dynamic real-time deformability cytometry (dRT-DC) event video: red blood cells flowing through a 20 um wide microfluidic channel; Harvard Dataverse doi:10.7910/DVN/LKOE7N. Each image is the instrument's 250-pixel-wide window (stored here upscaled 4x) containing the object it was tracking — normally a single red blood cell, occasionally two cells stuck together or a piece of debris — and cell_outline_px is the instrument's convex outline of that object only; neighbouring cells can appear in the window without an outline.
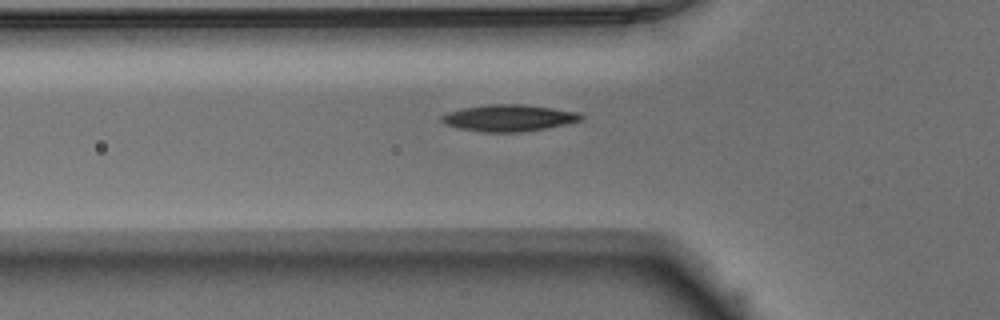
{"species": "Egyptian fruit bat (a non-hibernating species)", "species_latin": "Rousettus aegyptiacus", "temperature_condition": "warm", "stored_images_in_passage": 33, "camera_frame_rate_fps": 3000, "um_per_image_px": 0.085, "animal": {"sex": "male"}, "frame": {"image": 1, "passage_image": 4, "time_ms": 1.0, "image_size_px": [1000, 320], "cell_outline_px": [[584, 116], [580, 120], [564, 124], [544, 128], [520, 132], [480, 132], [460, 128], [444, 124], [440, 120], [440, 116], [448, 112], [464, 108], [488, 104], [524, 104], [552, 108], [576, 112]], "centroid_in_image_um": [43.19, 10.02], "position_along_channel_um": 82.6, "area_um2": 21.44}}
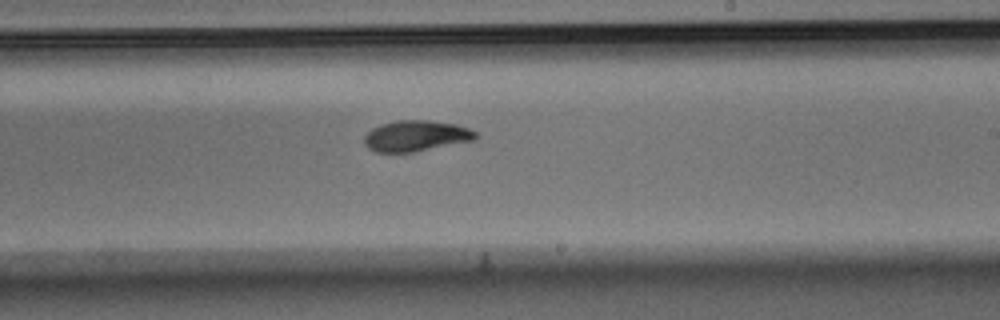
{"frame": {"image": 2, "passage_image": 17, "time_ms": 5.333, "image_size_px": [1000, 320], "cell_outline_px": [[476, 136], [472, 140], [416, 152], [376, 152], [368, 148], [364, 144], [364, 136], [372, 128], [380, 124], [396, 120], [428, 120], [456, 124], [468, 128], [476, 132]], "centroid_in_image_um": [35.31, 11.55], "position_along_channel_um": 253.7, "area_um2": 20.0}}
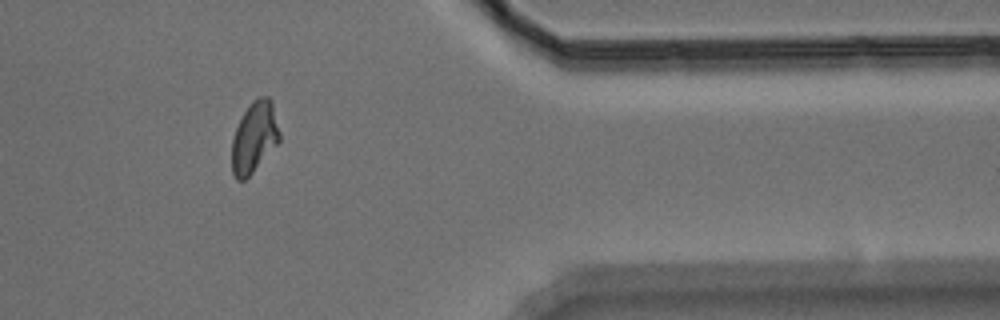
{"frame": {"image": 3, "passage_image": 29, "time_ms": 9.333, "image_size_px": [1000, 320], "cell_outline_px": [[280, 140], [252, 172], [244, 180], [236, 180], [232, 172], [232, 140], [236, 128], [244, 112], [252, 100], [256, 96], [268, 96], [272, 100], [280, 132]], "centroid_in_image_um": [21.62, 11.62], "position_along_channel_um": 389.8, "area_um2": 19.59}, "authors_computed_cell_mechanics": {"area_um2": 19.9988, "velocity_mm_per_s": 3.9334, "shape_relaxation_time_tau1_ms": 4.83, "shape_relaxation_time_tau2_ms": 1.3148, "deformation_change_tau1": 0.1669, "deformation_change_tau2": 0.0637}}